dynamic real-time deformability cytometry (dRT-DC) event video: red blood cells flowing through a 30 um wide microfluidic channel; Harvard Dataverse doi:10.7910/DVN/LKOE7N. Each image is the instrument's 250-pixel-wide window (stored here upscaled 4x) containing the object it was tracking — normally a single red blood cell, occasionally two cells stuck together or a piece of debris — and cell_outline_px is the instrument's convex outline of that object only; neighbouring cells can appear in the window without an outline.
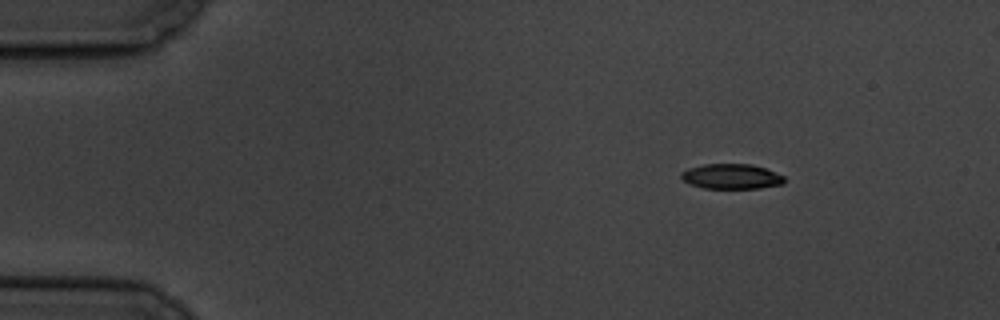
{"species": "common noctule bat (a hibernating species)", "species_latin": "Nyctalus noctula", "temperature_condition": "cold", "stored_images_in_passage": 5, "camera_frame_rate_fps": 3000, "um_per_image_px": 0.085, "animal": {"sex": "male", "body_mass_g": 19.5, "forearm_length_mm": 54.6}, "frame": {"image": 1, "passage_image": 2, "time_ms": 1.333, "image_size_px": [1000, 320], "cell_outline_px": [[784, 184], [760, 188], [704, 188], [688, 184], [680, 176], [680, 172], [688, 168], [704, 164], [752, 164], [764, 168], [784, 176]], "centroid_in_image_um": [62.14, 15.0], "position_along_channel_um": 22.9, "area_um2": 15.09}}
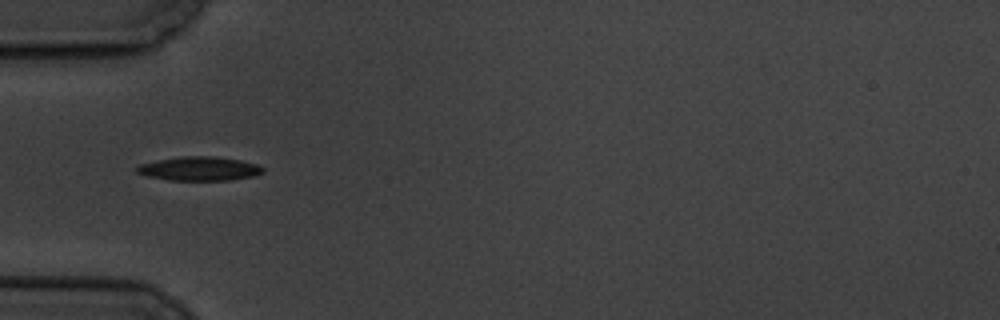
{"frame": {"image": 2, "passage_image": 5, "time_ms": 5.0, "image_size_px": [1000, 320], "cell_outline_px": [[264, 172], [252, 176], [228, 180], [168, 180], [148, 176], [136, 172], [136, 168], [140, 164], [160, 160], [184, 156], [212, 156], [240, 160], [256, 164], [264, 168]], "centroid_in_image_um": [16.95, 14.34], "position_along_channel_um": 68.0, "area_um2": 17.34}}